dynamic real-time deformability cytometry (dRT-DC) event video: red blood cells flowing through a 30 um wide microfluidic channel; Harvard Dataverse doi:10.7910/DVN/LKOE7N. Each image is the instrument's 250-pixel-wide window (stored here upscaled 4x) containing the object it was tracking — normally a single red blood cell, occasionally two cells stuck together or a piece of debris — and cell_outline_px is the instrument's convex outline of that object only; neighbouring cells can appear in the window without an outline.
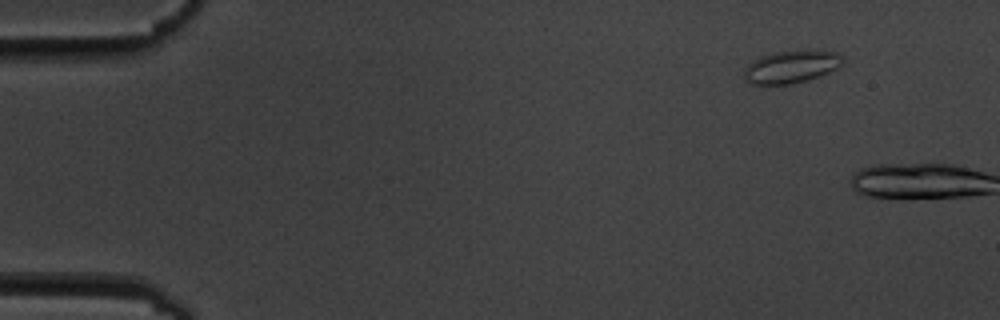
{"species": "common noctule bat (a hibernating species)", "species_latin": "Nyctalus noctula", "temperature_condition": "cold", "stored_images_in_passage": 2, "camera_frame_rate_fps": 3000, "um_per_image_px": 0.085, "animal": {"sex": "male", "body_mass_g": 19.5, "forearm_length_mm": 54.6}, "frame": {"image": 1, "passage_image": 1, "time_ms": 0.0, "image_size_px": [1000, 320], "cell_outline_px": [[844, 64], [820, 76], [808, 80], [792, 84], [752, 84], [744, 80], [744, 68], [752, 60], [760, 56], [772, 52], [804, 48], [836, 52], [844, 60]], "centroid_in_image_um": [67.25, 5.64], "position_along_channel_um": 17.8, "area_um2": 19.31}}